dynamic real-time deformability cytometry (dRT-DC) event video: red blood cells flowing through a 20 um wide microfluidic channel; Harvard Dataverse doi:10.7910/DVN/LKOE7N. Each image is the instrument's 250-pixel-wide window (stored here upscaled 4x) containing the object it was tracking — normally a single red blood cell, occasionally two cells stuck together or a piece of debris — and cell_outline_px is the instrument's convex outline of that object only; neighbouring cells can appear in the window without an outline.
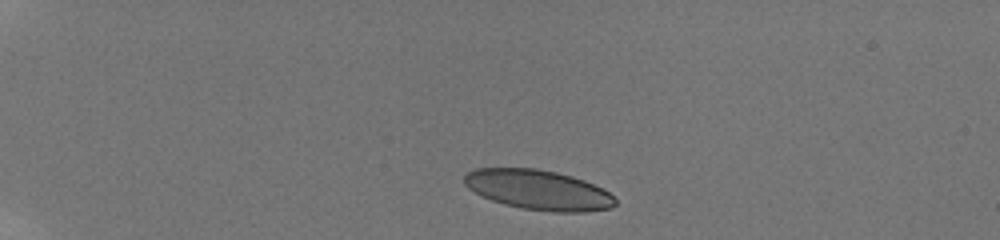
{"species": "human", "species_latin": "Homo sapiens", "temperature_condition": "room temperature", "stored_images_in_passage": 42, "camera_frame_rate_fps": 3000, "um_per_image_px": 0.085, "donor": {"sex": "male"}, "frame": {"image": 1, "passage_image": 1, "time_ms": 0.0, "image_size_px": [1000, 240], "cell_outline_px": [[616, 204], [612, 208], [584, 212], [552, 212], [520, 208], [504, 204], [492, 200], [468, 188], [464, 184], [464, 176], [468, 172], [476, 168], [536, 168], [556, 172], [572, 176], [584, 180], [608, 192], [616, 200]], "centroid_in_image_um": [45.76, 16.14], "position_along_channel_um": 39.2, "area_um2": 34.97}}
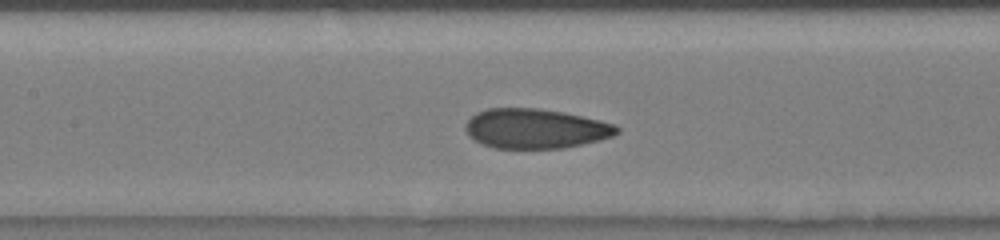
{"frame": {"image": 2, "passage_image": 16, "time_ms": 5.333, "image_size_px": [1000, 240], "cell_outline_px": [[620, 132], [612, 136], [600, 140], [564, 148], [492, 148], [468, 136], [464, 128], [464, 124], [476, 112], [488, 108], [540, 108], [564, 112], [600, 120], [616, 124], [620, 128]], "centroid_in_image_um": [45.52, 10.92], "position_along_channel_um": 161.9, "area_um2": 35.26}}
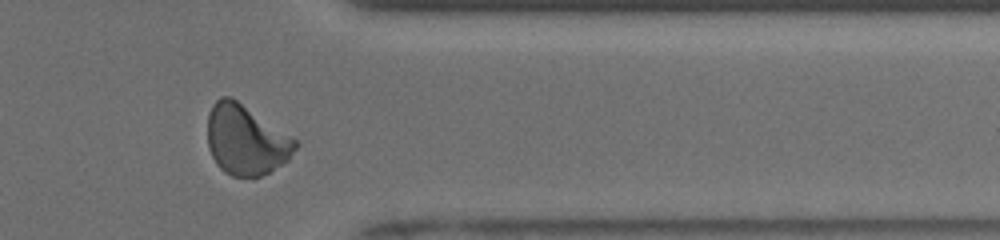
{"frame": {"image": 3, "passage_image": 34, "time_ms": 11.333, "image_size_px": [1000, 240], "cell_outline_px": [[300, 144], [288, 160], [268, 172], [260, 176], [232, 176], [224, 172], [216, 164], [208, 148], [208, 112], [212, 104], [220, 96], [232, 96], [296, 140]], "centroid_in_image_um": [20.88, 11.88], "position_along_channel_um": 390.5, "area_um2": 35.72}, "authors_computed_cell_mechanics": {"area_um2": 35.2002, "velocity_mm_per_s": 3.858, "shape_relaxation_time_tau1_ms": null, "shape_relaxation_time_tau2_ms": 0.6219, "deformation_change_tau1": null, "deformation_change_tau2": 0.0526}}